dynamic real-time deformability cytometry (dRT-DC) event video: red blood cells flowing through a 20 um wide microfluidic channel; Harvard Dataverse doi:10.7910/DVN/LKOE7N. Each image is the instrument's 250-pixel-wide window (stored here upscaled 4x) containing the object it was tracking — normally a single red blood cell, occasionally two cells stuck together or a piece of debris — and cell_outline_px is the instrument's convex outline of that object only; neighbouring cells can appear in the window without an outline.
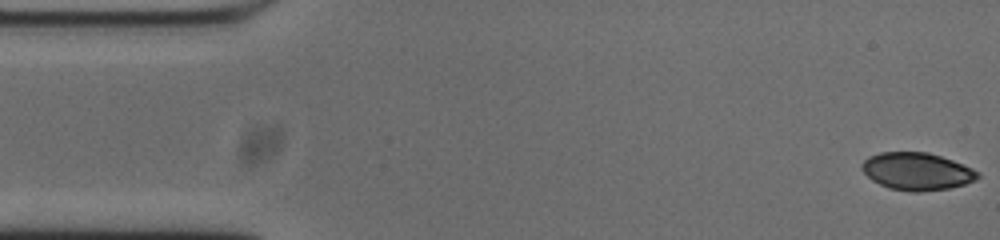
{"species": "common noctule bat (a hibernating species)", "species_latin": "Nyctalus noctula", "temperature_condition": "cold", "stored_images_in_passage": 53, "camera_frame_rate_fps": 3000, "um_per_image_px": 0.085, "animal": {"sex": "male", "body_mass_g": 20.0, "forearm_length_mm": 53.3}, "frame": {"image": 1, "passage_image": 1, "time_ms": 0.0, "image_size_px": [1000, 240], "cell_outline_px": [[980, 176], [976, 180], [964, 184], [948, 188], [920, 192], [912, 192], [888, 188], [872, 180], [860, 168], [864, 160], [868, 156], [880, 152], [928, 152], [952, 160], [972, 168], [980, 172]], "centroid_in_image_um": [77.93, 14.56], "position_along_channel_um": 7.1, "area_um2": 25.32}}
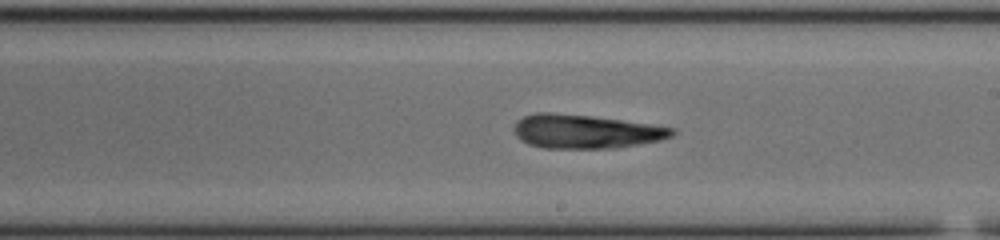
{"frame": {"image": 2, "passage_image": 29, "time_ms": 9.333, "image_size_px": [1000, 240], "cell_outline_px": [[676, 132], [672, 136], [660, 140], [616, 148], [544, 148], [528, 144], [520, 140], [516, 136], [516, 120], [524, 116], [536, 112], [548, 112], [592, 116], [676, 128]], "centroid_in_image_um": [49.77, 11.18], "position_along_channel_um": 239.2, "area_um2": 30.98}}
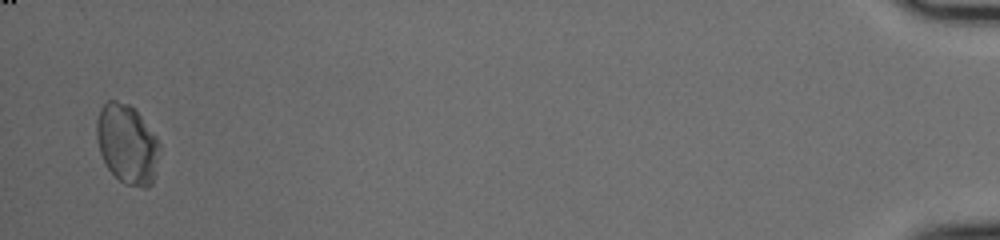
{"frame": {"image": 3, "passage_image": 52, "time_ms": 17.0, "image_size_px": [1000, 240], "cell_outline_px": [[160, 148], [152, 184], [148, 188], [144, 188], [124, 184], [108, 168], [100, 152], [96, 136], [96, 120], [100, 108], [108, 100], [116, 100], [128, 104], [136, 108], [156, 136], [160, 144]], "centroid_in_image_um": [10.81, 12.22], "position_along_channel_um": 424.4, "area_um2": 29.3}, "authors_computed_cell_mechanics": {"area_um2": 29.767, "velocity_mm_per_s": 3.7195, "shape_relaxation_time_tau1_ms": 6.9112, "shape_relaxation_time_tau2_ms": 2.6508, "deformation_change_tau1": 0.1969, "deformation_change_tau2": 0.092}}